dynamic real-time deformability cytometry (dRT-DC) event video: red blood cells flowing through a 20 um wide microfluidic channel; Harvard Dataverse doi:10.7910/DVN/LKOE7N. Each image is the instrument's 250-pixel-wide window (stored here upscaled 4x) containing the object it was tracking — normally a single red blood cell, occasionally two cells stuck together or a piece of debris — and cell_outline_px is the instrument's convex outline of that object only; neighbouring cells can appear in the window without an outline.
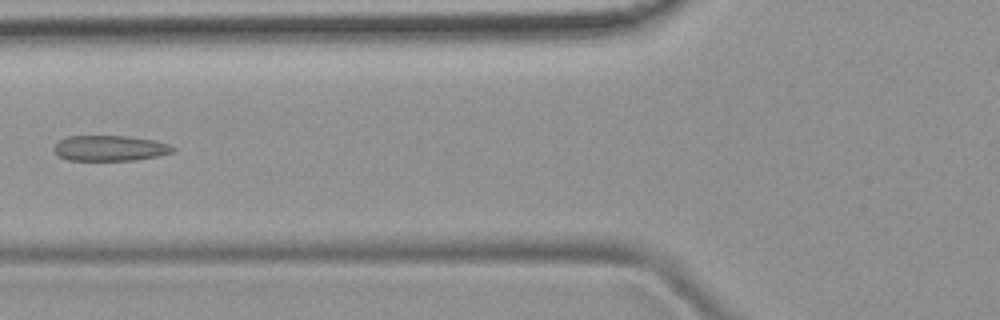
{"species": "common noctule bat (a hibernating species)", "species_latin": "Nyctalus noctula", "temperature_condition": "room temperature", "stored_images_in_passage": 5, "camera_frame_rate_fps": 3000, "um_per_image_px": 0.085, "animal": {"sex": "female", "body_mass_g": 19.9}, "frame": {"image": 1, "passage_image": 5, "time_ms": 4.667, "image_size_px": [1000, 320], "cell_outline_px": [[176, 148], [172, 152], [160, 156], [136, 160], [68, 160], [60, 156], [52, 148], [60, 140], [68, 136], [128, 136], [156, 140], [168, 144]], "centroid_in_image_um": [9.38, 12.59], "position_along_channel_um": 116.4, "area_um2": 17.69}}